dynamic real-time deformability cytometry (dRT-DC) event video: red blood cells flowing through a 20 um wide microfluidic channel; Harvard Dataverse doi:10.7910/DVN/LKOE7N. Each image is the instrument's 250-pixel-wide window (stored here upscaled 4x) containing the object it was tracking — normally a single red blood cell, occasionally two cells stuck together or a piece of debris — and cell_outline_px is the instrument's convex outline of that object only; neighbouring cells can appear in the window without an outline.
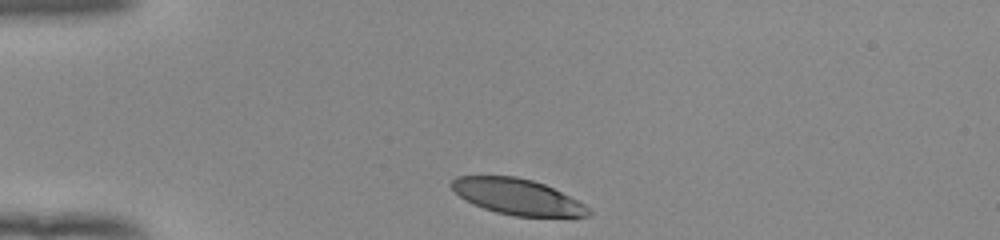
{"species": "human", "species_latin": "Homo sapiens", "temperature_condition": "room temperature", "stored_images_in_passage": 32, "camera_frame_rate_fps": 3000, "um_per_image_px": 0.085, "donor": {"sex": "female"}, "frame": {"image": 1, "passage_image": 1, "time_ms": 0.0, "image_size_px": [1000, 240], "cell_outline_px": [[592, 212], [588, 216], [516, 216], [496, 212], [472, 204], [460, 196], [448, 184], [456, 176], [516, 176], [532, 180], [544, 184], [584, 204]], "centroid_in_image_um": [43.93, 16.71], "position_along_channel_um": 41.1, "area_um2": 28.21}}
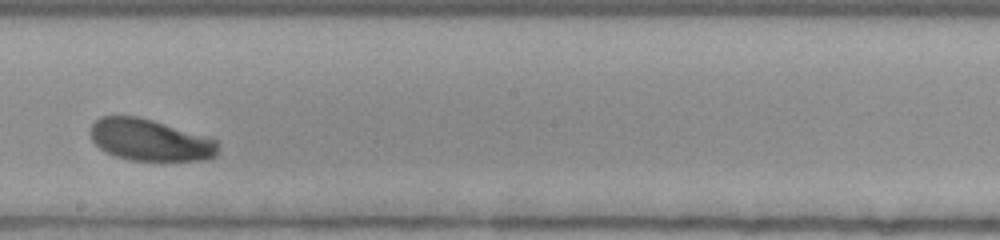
{"frame": {"image": 2, "passage_image": 19, "time_ms": 6.0, "image_size_px": [1000, 240], "cell_outline_px": [[216, 156], [208, 160], [132, 160], [116, 156], [104, 152], [92, 140], [92, 124], [100, 116], [140, 116], [216, 140]], "centroid_in_image_um": [12.71, 11.9], "position_along_channel_um": 235.5, "area_um2": 30.52}}
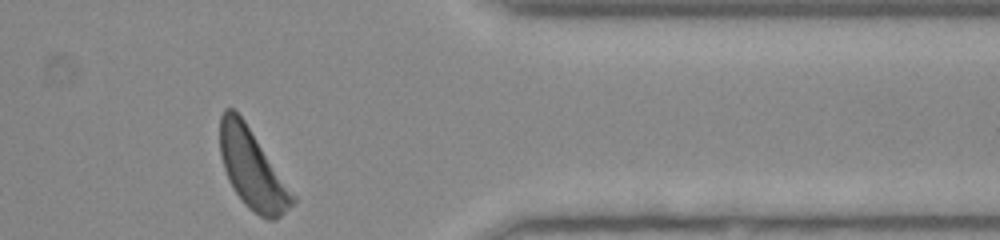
{"frame": {"image": 3, "passage_image": 32, "time_ms": 10.333, "image_size_px": [1000, 240], "cell_outline_px": [[296, 200], [276, 220], [268, 220], [260, 216], [248, 208], [244, 204], [228, 180], [220, 156], [220, 116], [224, 108], [232, 108], [244, 120], [296, 196]], "centroid_in_image_um": [21.43, 14.38], "position_along_channel_um": 390.0, "area_um2": 33.18}, "authors_computed_cell_mechanics": {"area_um2": 32.1368, "velocity_mm_per_s": 3.8952, "shape_relaxation_time_tau1_ms": 2.174, "shape_relaxation_time_tau2_ms": null, "deformation_change_tau1": 0.1408, "deformation_change_tau2": null}}